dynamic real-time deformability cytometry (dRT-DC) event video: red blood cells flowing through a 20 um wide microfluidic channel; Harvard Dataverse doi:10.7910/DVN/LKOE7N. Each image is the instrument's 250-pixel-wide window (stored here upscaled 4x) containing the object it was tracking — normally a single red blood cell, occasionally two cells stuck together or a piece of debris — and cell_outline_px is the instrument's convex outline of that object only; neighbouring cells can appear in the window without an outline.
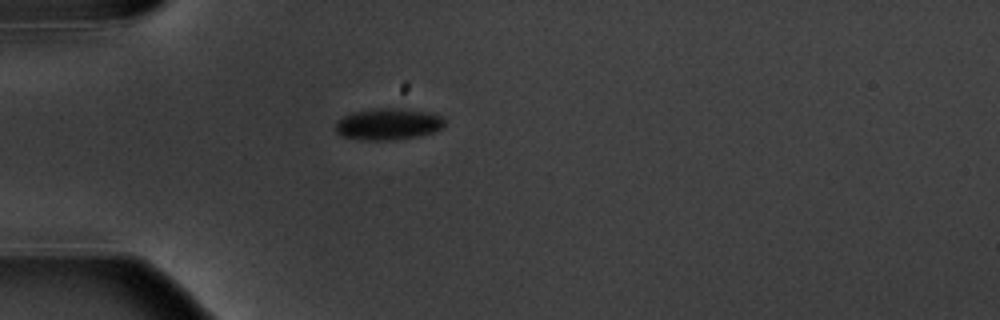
{"species": "common noctule bat (a hibernating species)", "species_latin": "Nyctalus noctula", "temperature_condition": "warm", "stored_images_in_passage": 2, "camera_frame_rate_fps": 3000, "um_per_image_px": 0.085, "animal": {"sex": "male", "body_mass_g": 20.1, "forearm_length_mm": 53.5}, "frame": {"image": 1, "passage_image": 1, "time_ms": 0.0, "image_size_px": [1000, 320], "cell_outline_px": [[444, 124], [440, 128], [432, 132], [416, 136], [392, 140], [360, 140], [340, 136], [336, 132], [336, 120], [352, 112], [376, 108], [404, 108], [428, 112], [440, 116], [444, 120]], "centroid_in_image_um": [32.93, 10.54], "position_along_channel_um": 52.1, "area_um2": 20.06}}